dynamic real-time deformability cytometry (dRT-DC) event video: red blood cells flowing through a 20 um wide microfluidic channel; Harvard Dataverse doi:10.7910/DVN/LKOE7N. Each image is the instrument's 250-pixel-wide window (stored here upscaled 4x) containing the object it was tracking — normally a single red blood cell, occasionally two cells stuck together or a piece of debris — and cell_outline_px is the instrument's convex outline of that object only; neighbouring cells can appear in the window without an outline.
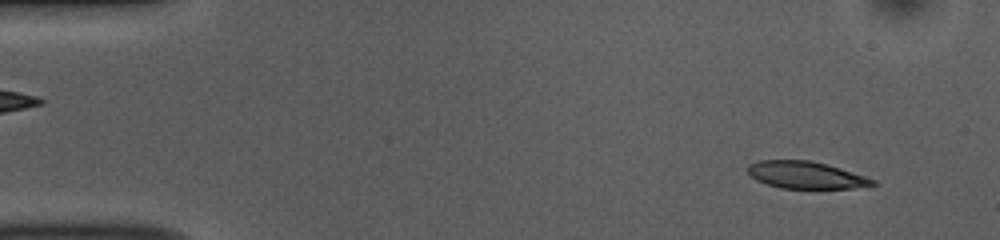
{"species": "common noctule bat (a hibernating species)", "species_latin": "Nyctalus noctula", "temperature_condition": "room temperature", "stored_images_in_passage": 50, "camera_frame_rate_fps": 3000, "um_per_image_px": 0.085, "animal": {"sex": "female", "body_mass_g": 10.0, "forearm_length_mm": 53.1}, "frame": {"image": 1, "passage_image": 3, "time_ms": 0.667, "image_size_px": [1000, 240], "cell_outline_px": [[880, 184], [852, 188], [780, 188], [756, 180], [748, 172], [748, 164], [760, 160], [808, 160], [828, 164], [876, 180]], "centroid_in_image_um": [68.51, 14.87], "position_along_channel_um": 16.5, "area_um2": 19.65}}
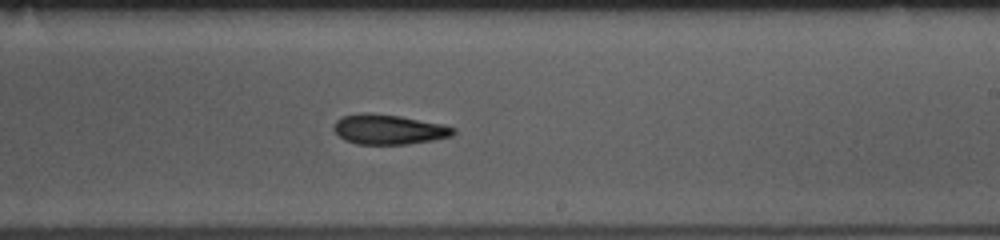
{"frame": {"image": 2, "passage_image": 29, "time_ms": 9.333, "image_size_px": [1000, 240], "cell_outline_px": [[456, 132], [452, 136], [432, 140], [408, 144], [356, 144], [344, 140], [332, 128], [336, 120], [344, 116], [364, 112], [368, 112], [400, 116], [444, 124], [456, 128]], "centroid_in_image_um": [33.05, 11.0], "position_along_channel_um": 255.9, "area_um2": 20.92}}
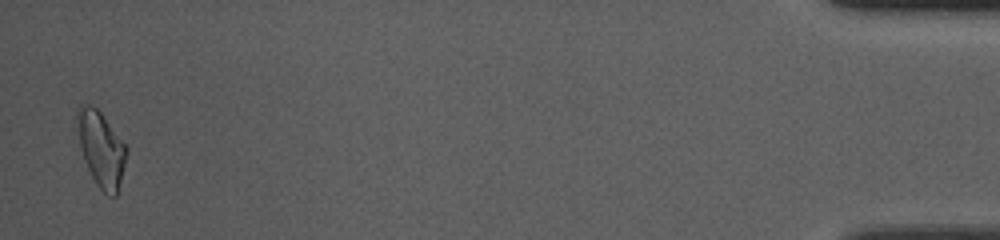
{"frame": {"image": 3, "passage_image": 49, "time_ms": 16.0, "image_size_px": [1000, 240], "cell_outline_px": [[128, 152], [116, 196], [108, 196], [96, 184], [84, 160], [80, 148], [72, 120], [76, 108], [80, 104], [88, 104], [96, 108], [100, 112], [128, 148]], "centroid_in_image_um": [8.52, 12.58], "position_along_channel_um": 426.7, "area_um2": 22.02}, "authors_computed_cell_mechanics": {"area_um2": 20.9525, "velocity_mm_per_s": 3.8781, "shape_relaxation_time_tau1_ms": 4.6483, "shape_relaxation_time_tau2_ms": 5.3443, "deformation_change_tau1": 0.1461, "deformation_change_tau2": 0.152}}